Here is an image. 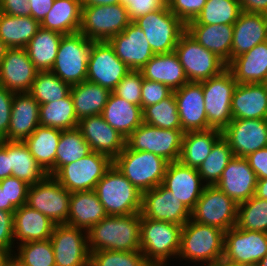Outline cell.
I'll use <instances>...</instances> for the list:
<instances>
[{"label": "cell", "mask_w": 267, "mask_h": 266, "mask_svg": "<svg viewBox=\"0 0 267 266\" xmlns=\"http://www.w3.org/2000/svg\"><path fill=\"white\" fill-rule=\"evenodd\" d=\"M140 226V213L119 216L107 215L87 231L89 251L140 250Z\"/></svg>", "instance_id": "cell-1"}, {"label": "cell", "mask_w": 267, "mask_h": 266, "mask_svg": "<svg viewBox=\"0 0 267 266\" xmlns=\"http://www.w3.org/2000/svg\"><path fill=\"white\" fill-rule=\"evenodd\" d=\"M224 238L225 231L189 219L182 226L177 259L198 266H219L224 253Z\"/></svg>", "instance_id": "cell-2"}, {"label": "cell", "mask_w": 267, "mask_h": 266, "mask_svg": "<svg viewBox=\"0 0 267 266\" xmlns=\"http://www.w3.org/2000/svg\"><path fill=\"white\" fill-rule=\"evenodd\" d=\"M182 225L141 216L140 251L151 266H167L178 257Z\"/></svg>", "instance_id": "cell-3"}, {"label": "cell", "mask_w": 267, "mask_h": 266, "mask_svg": "<svg viewBox=\"0 0 267 266\" xmlns=\"http://www.w3.org/2000/svg\"><path fill=\"white\" fill-rule=\"evenodd\" d=\"M169 162L148 151H136L125 145L113 165L141 193L162 184Z\"/></svg>", "instance_id": "cell-4"}, {"label": "cell", "mask_w": 267, "mask_h": 266, "mask_svg": "<svg viewBox=\"0 0 267 266\" xmlns=\"http://www.w3.org/2000/svg\"><path fill=\"white\" fill-rule=\"evenodd\" d=\"M107 215L140 213L142 193L114 165L94 189Z\"/></svg>", "instance_id": "cell-5"}, {"label": "cell", "mask_w": 267, "mask_h": 266, "mask_svg": "<svg viewBox=\"0 0 267 266\" xmlns=\"http://www.w3.org/2000/svg\"><path fill=\"white\" fill-rule=\"evenodd\" d=\"M94 42L80 32L64 34L50 71L70 85L85 81L89 54Z\"/></svg>", "instance_id": "cell-6"}, {"label": "cell", "mask_w": 267, "mask_h": 266, "mask_svg": "<svg viewBox=\"0 0 267 266\" xmlns=\"http://www.w3.org/2000/svg\"><path fill=\"white\" fill-rule=\"evenodd\" d=\"M140 27L154 54L173 52L186 25L168 8L167 4L133 21Z\"/></svg>", "instance_id": "cell-7"}, {"label": "cell", "mask_w": 267, "mask_h": 266, "mask_svg": "<svg viewBox=\"0 0 267 266\" xmlns=\"http://www.w3.org/2000/svg\"><path fill=\"white\" fill-rule=\"evenodd\" d=\"M237 84L228 68L201 82L208 129L223 131L233 120L231 101Z\"/></svg>", "instance_id": "cell-8"}, {"label": "cell", "mask_w": 267, "mask_h": 266, "mask_svg": "<svg viewBox=\"0 0 267 266\" xmlns=\"http://www.w3.org/2000/svg\"><path fill=\"white\" fill-rule=\"evenodd\" d=\"M127 7L115 5L82 6L79 32L95 42L109 41L131 23Z\"/></svg>", "instance_id": "cell-9"}, {"label": "cell", "mask_w": 267, "mask_h": 266, "mask_svg": "<svg viewBox=\"0 0 267 266\" xmlns=\"http://www.w3.org/2000/svg\"><path fill=\"white\" fill-rule=\"evenodd\" d=\"M112 165L113 160L109 156L92 151L62 166L53 177L70 193L91 191Z\"/></svg>", "instance_id": "cell-10"}, {"label": "cell", "mask_w": 267, "mask_h": 266, "mask_svg": "<svg viewBox=\"0 0 267 266\" xmlns=\"http://www.w3.org/2000/svg\"><path fill=\"white\" fill-rule=\"evenodd\" d=\"M189 82H202L219 75L227 64L215 53L200 45L186 31L174 49Z\"/></svg>", "instance_id": "cell-11"}, {"label": "cell", "mask_w": 267, "mask_h": 266, "mask_svg": "<svg viewBox=\"0 0 267 266\" xmlns=\"http://www.w3.org/2000/svg\"><path fill=\"white\" fill-rule=\"evenodd\" d=\"M183 130L163 129L142 123L127 138L126 145L136 151H148L170 162L179 160Z\"/></svg>", "instance_id": "cell-12"}, {"label": "cell", "mask_w": 267, "mask_h": 266, "mask_svg": "<svg viewBox=\"0 0 267 266\" xmlns=\"http://www.w3.org/2000/svg\"><path fill=\"white\" fill-rule=\"evenodd\" d=\"M238 204L216 185L205 186L191 211V220L228 231L236 226Z\"/></svg>", "instance_id": "cell-13"}, {"label": "cell", "mask_w": 267, "mask_h": 266, "mask_svg": "<svg viewBox=\"0 0 267 266\" xmlns=\"http://www.w3.org/2000/svg\"><path fill=\"white\" fill-rule=\"evenodd\" d=\"M71 193L53 176L29 185L26 205L57 224H67Z\"/></svg>", "instance_id": "cell-14"}, {"label": "cell", "mask_w": 267, "mask_h": 266, "mask_svg": "<svg viewBox=\"0 0 267 266\" xmlns=\"http://www.w3.org/2000/svg\"><path fill=\"white\" fill-rule=\"evenodd\" d=\"M50 240L56 266H90L87 231L68 224H57Z\"/></svg>", "instance_id": "cell-15"}, {"label": "cell", "mask_w": 267, "mask_h": 266, "mask_svg": "<svg viewBox=\"0 0 267 266\" xmlns=\"http://www.w3.org/2000/svg\"><path fill=\"white\" fill-rule=\"evenodd\" d=\"M131 69L116 55L108 41L94 42L89 54L87 79L111 92Z\"/></svg>", "instance_id": "cell-16"}, {"label": "cell", "mask_w": 267, "mask_h": 266, "mask_svg": "<svg viewBox=\"0 0 267 266\" xmlns=\"http://www.w3.org/2000/svg\"><path fill=\"white\" fill-rule=\"evenodd\" d=\"M267 253V233L236 226L225 232L222 262L258 263Z\"/></svg>", "instance_id": "cell-17"}, {"label": "cell", "mask_w": 267, "mask_h": 266, "mask_svg": "<svg viewBox=\"0 0 267 266\" xmlns=\"http://www.w3.org/2000/svg\"><path fill=\"white\" fill-rule=\"evenodd\" d=\"M233 155L246 157L267 147V119H233L222 131Z\"/></svg>", "instance_id": "cell-18"}, {"label": "cell", "mask_w": 267, "mask_h": 266, "mask_svg": "<svg viewBox=\"0 0 267 266\" xmlns=\"http://www.w3.org/2000/svg\"><path fill=\"white\" fill-rule=\"evenodd\" d=\"M140 215L182 226L191 219V211L162 184L142 193Z\"/></svg>", "instance_id": "cell-19"}, {"label": "cell", "mask_w": 267, "mask_h": 266, "mask_svg": "<svg viewBox=\"0 0 267 266\" xmlns=\"http://www.w3.org/2000/svg\"><path fill=\"white\" fill-rule=\"evenodd\" d=\"M37 72L25 48H8L0 62V85L14 93L29 92Z\"/></svg>", "instance_id": "cell-20"}, {"label": "cell", "mask_w": 267, "mask_h": 266, "mask_svg": "<svg viewBox=\"0 0 267 266\" xmlns=\"http://www.w3.org/2000/svg\"><path fill=\"white\" fill-rule=\"evenodd\" d=\"M162 185L190 211L195 207L206 186L197 168L185 166L179 161L168 164Z\"/></svg>", "instance_id": "cell-21"}, {"label": "cell", "mask_w": 267, "mask_h": 266, "mask_svg": "<svg viewBox=\"0 0 267 266\" xmlns=\"http://www.w3.org/2000/svg\"><path fill=\"white\" fill-rule=\"evenodd\" d=\"M117 57L131 70L141 68L155 55L143 30L133 21L109 41Z\"/></svg>", "instance_id": "cell-22"}, {"label": "cell", "mask_w": 267, "mask_h": 266, "mask_svg": "<svg viewBox=\"0 0 267 266\" xmlns=\"http://www.w3.org/2000/svg\"><path fill=\"white\" fill-rule=\"evenodd\" d=\"M78 129L92 151L109 156L112 160L124 150L126 145V139L112 128L102 115L81 119Z\"/></svg>", "instance_id": "cell-23"}, {"label": "cell", "mask_w": 267, "mask_h": 266, "mask_svg": "<svg viewBox=\"0 0 267 266\" xmlns=\"http://www.w3.org/2000/svg\"><path fill=\"white\" fill-rule=\"evenodd\" d=\"M173 93L183 132L208 130L201 82H187Z\"/></svg>", "instance_id": "cell-24"}, {"label": "cell", "mask_w": 267, "mask_h": 266, "mask_svg": "<svg viewBox=\"0 0 267 266\" xmlns=\"http://www.w3.org/2000/svg\"><path fill=\"white\" fill-rule=\"evenodd\" d=\"M257 181V176L245 157L234 156L216 186L240 204L255 195Z\"/></svg>", "instance_id": "cell-25"}, {"label": "cell", "mask_w": 267, "mask_h": 266, "mask_svg": "<svg viewBox=\"0 0 267 266\" xmlns=\"http://www.w3.org/2000/svg\"><path fill=\"white\" fill-rule=\"evenodd\" d=\"M40 105L29 92L14 93L6 141H25L40 125Z\"/></svg>", "instance_id": "cell-26"}, {"label": "cell", "mask_w": 267, "mask_h": 266, "mask_svg": "<svg viewBox=\"0 0 267 266\" xmlns=\"http://www.w3.org/2000/svg\"><path fill=\"white\" fill-rule=\"evenodd\" d=\"M267 41V15L263 13L241 12L233 24L231 61L257 44Z\"/></svg>", "instance_id": "cell-27"}, {"label": "cell", "mask_w": 267, "mask_h": 266, "mask_svg": "<svg viewBox=\"0 0 267 266\" xmlns=\"http://www.w3.org/2000/svg\"><path fill=\"white\" fill-rule=\"evenodd\" d=\"M15 244L50 239L55 223L41 212L24 204L13 213Z\"/></svg>", "instance_id": "cell-28"}, {"label": "cell", "mask_w": 267, "mask_h": 266, "mask_svg": "<svg viewBox=\"0 0 267 266\" xmlns=\"http://www.w3.org/2000/svg\"><path fill=\"white\" fill-rule=\"evenodd\" d=\"M231 112L233 119H267V91L264 84H237Z\"/></svg>", "instance_id": "cell-29"}, {"label": "cell", "mask_w": 267, "mask_h": 266, "mask_svg": "<svg viewBox=\"0 0 267 266\" xmlns=\"http://www.w3.org/2000/svg\"><path fill=\"white\" fill-rule=\"evenodd\" d=\"M143 78L163 83L172 91L180 89L188 81L176 53L155 54L140 70Z\"/></svg>", "instance_id": "cell-30"}, {"label": "cell", "mask_w": 267, "mask_h": 266, "mask_svg": "<svg viewBox=\"0 0 267 266\" xmlns=\"http://www.w3.org/2000/svg\"><path fill=\"white\" fill-rule=\"evenodd\" d=\"M227 68L238 84L263 83L267 77V41L235 57Z\"/></svg>", "instance_id": "cell-31"}, {"label": "cell", "mask_w": 267, "mask_h": 266, "mask_svg": "<svg viewBox=\"0 0 267 266\" xmlns=\"http://www.w3.org/2000/svg\"><path fill=\"white\" fill-rule=\"evenodd\" d=\"M186 32L227 65L231 62L233 25H186Z\"/></svg>", "instance_id": "cell-32"}, {"label": "cell", "mask_w": 267, "mask_h": 266, "mask_svg": "<svg viewBox=\"0 0 267 266\" xmlns=\"http://www.w3.org/2000/svg\"><path fill=\"white\" fill-rule=\"evenodd\" d=\"M101 115L125 139L143 123L141 106L129 103L113 92L110 93Z\"/></svg>", "instance_id": "cell-33"}, {"label": "cell", "mask_w": 267, "mask_h": 266, "mask_svg": "<svg viewBox=\"0 0 267 266\" xmlns=\"http://www.w3.org/2000/svg\"><path fill=\"white\" fill-rule=\"evenodd\" d=\"M106 216L94 190L71 193L68 225L88 231Z\"/></svg>", "instance_id": "cell-34"}, {"label": "cell", "mask_w": 267, "mask_h": 266, "mask_svg": "<svg viewBox=\"0 0 267 266\" xmlns=\"http://www.w3.org/2000/svg\"><path fill=\"white\" fill-rule=\"evenodd\" d=\"M61 130L39 125L24 141L30 153L50 176L55 174V159Z\"/></svg>", "instance_id": "cell-35"}, {"label": "cell", "mask_w": 267, "mask_h": 266, "mask_svg": "<svg viewBox=\"0 0 267 266\" xmlns=\"http://www.w3.org/2000/svg\"><path fill=\"white\" fill-rule=\"evenodd\" d=\"M221 137L222 131L217 129L185 132L178 161L185 166L198 168Z\"/></svg>", "instance_id": "cell-36"}, {"label": "cell", "mask_w": 267, "mask_h": 266, "mask_svg": "<svg viewBox=\"0 0 267 266\" xmlns=\"http://www.w3.org/2000/svg\"><path fill=\"white\" fill-rule=\"evenodd\" d=\"M110 93L109 89L88 80L71 85L70 94L78 121L101 115Z\"/></svg>", "instance_id": "cell-37"}, {"label": "cell", "mask_w": 267, "mask_h": 266, "mask_svg": "<svg viewBox=\"0 0 267 266\" xmlns=\"http://www.w3.org/2000/svg\"><path fill=\"white\" fill-rule=\"evenodd\" d=\"M82 16L81 0H54L40 27L59 33L72 34L79 32Z\"/></svg>", "instance_id": "cell-38"}, {"label": "cell", "mask_w": 267, "mask_h": 266, "mask_svg": "<svg viewBox=\"0 0 267 266\" xmlns=\"http://www.w3.org/2000/svg\"><path fill=\"white\" fill-rule=\"evenodd\" d=\"M63 34L39 28L29 41L26 51L38 71H50L55 63Z\"/></svg>", "instance_id": "cell-39"}, {"label": "cell", "mask_w": 267, "mask_h": 266, "mask_svg": "<svg viewBox=\"0 0 267 266\" xmlns=\"http://www.w3.org/2000/svg\"><path fill=\"white\" fill-rule=\"evenodd\" d=\"M40 23L31 16H12L0 12V40L8 48H26Z\"/></svg>", "instance_id": "cell-40"}, {"label": "cell", "mask_w": 267, "mask_h": 266, "mask_svg": "<svg viewBox=\"0 0 267 266\" xmlns=\"http://www.w3.org/2000/svg\"><path fill=\"white\" fill-rule=\"evenodd\" d=\"M8 156H10V176L33 185L48 175L32 156L24 141H8Z\"/></svg>", "instance_id": "cell-41"}, {"label": "cell", "mask_w": 267, "mask_h": 266, "mask_svg": "<svg viewBox=\"0 0 267 266\" xmlns=\"http://www.w3.org/2000/svg\"><path fill=\"white\" fill-rule=\"evenodd\" d=\"M39 123L55 129L70 130L78 128V119L71 94L65 98L40 105Z\"/></svg>", "instance_id": "cell-42"}, {"label": "cell", "mask_w": 267, "mask_h": 266, "mask_svg": "<svg viewBox=\"0 0 267 266\" xmlns=\"http://www.w3.org/2000/svg\"><path fill=\"white\" fill-rule=\"evenodd\" d=\"M241 12L239 0H206L197 17L186 25H233Z\"/></svg>", "instance_id": "cell-43"}, {"label": "cell", "mask_w": 267, "mask_h": 266, "mask_svg": "<svg viewBox=\"0 0 267 266\" xmlns=\"http://www.w3.org/2000/svg\"><path fill=\"white\" fill-rule=\"evenodd\" d=\"M92 150L78 128L63 130L56 150L55 173L64 165L85 157Z\"/></svg>", "instance_id": "cell-44"}, {"label": "cell", "mask_w": 267, "mask_h": 266, "mask_svg": "<svg viewBox=\"0 0 267 266\" xmlns=\"http://www.w3.org/2000/svg\"><path fill=\"white\" fill-rule=\"evenodd\" d=\"M234 157L228 142L221 137L214 145L206 160L197 168L203 183L213 186L218 183L222 172Z\"/></svg>", "instance_id": "cell-45"}, {"label": "cell", "mask_w": 267, "mask_h": 266, "mask_svg": "<svg viewBox=\"0 0 267 266\" xmlns=\"http://www.w3.org/2000/svg\"><path fill=\"white\" fill-rule=\"evenodd\" d=\"M70 89V84L51 71H38L29 93L42 105L65 98Z\"/></svg>", "instance_id": "cell-46"}, {"label": "cell", "mask_w": 267, "mask_h": 266, "mask_svg": "<svg viewBox=\"0 0 267 266\" xmlns=\"http://www.w3.org/2000/svg\"><path fill=\"white\" fill-rule=\"evenodd\" d=\"M142 112L143 122L146 124L163 129L182 130L174 93L157 104L145 107Z\"/></svg>", "instance_id": "cell-47"}, {"label": "cell", "mask_w": 267, "mask_h": 266, "mask_svg": "<svg viewBox=\"0 0 267 266\" xmlns=\"http://www.w3.org/2000/svg\"><path fill=\"white\" fill-rule=\"evenodd\" d=\"M236 227L267 233V200L254 195L238 204Z\"/></svg>", "instance_id": "cell-48"}, {"label": "cell", "mask_w": 267, "mask_h": 266, "mask_svg": "<svg viewBox=\"0 0 267 266\" xmlns=\"http://www.w3.org/2000/svg\"><path fill=\"white\" fill-rule=\"evenodd\" d=\"M15 262L19 266H56L51 240L31 241L16 245Z\"/></svg>", "instance_id": "cell-49"}, {"label": "cell", "mask_w": 267, "mask_h": 266, "mask_svg": "<svg viewBox=\"0 0 267 266\" xmlns=\"http://www.w3.org/2000/svg\"><path fill=\"white\" fill-rule=\"evenodd\" d=\"M90 266H151L140 250L90 252Z\"/></svg>", "instance_id": "cell-50"}, {"label": "cell", "mask_w": 267, "mask_h": 266, "mask_svg": "<svg viewBox=\"0 0 267 266\" xmlns=\"http://www.w3.org/2000/svg\"><path fill=\"white\" fill-rule=\"evenodd\" d=\"M143 75L140 70L129 71L112 91L129 103L141 106Z\"/></svg>", "instance_id": "cell-51"}, {"label": "cell", "mask_w": 267, "mask_h": 266, "mask_svg": "<svg viewBox=\"0 0 267 266\" xmlns=\"http://www.w3.org/2000/svg\"><path fill=\"white\" fill-rule=\"evenodd\" d=\"M0 187L5 190L6 211L14 213L17 208L26 204L29 184L25 181L9 176L0 180Z\"/></svg>", "instance_id": "cell-52"}, {"label": "cell", "mask_w": 267, "mask_h": 266, "mask_svg": "<svg viewBox=\"0 0 267 266\" xmlns=\"http://www.w3.org/2000/svg\"><path fill=\"white\" fill-rule=\"evenodd\" d=\"M166 4L185 25L194 20L206 4V0H166Z\"/></svg>", "instance_id": "cell-53"}, {"label": "cell", "mask_w": 267, "mask_h": 266, "mask_svg": "<svg viewBox=\"0 0 267 266\" xmlns=\"http://www.w3.org/2000/svg\"><path fill=\"white\" fill-rule=\"evenodd\" d=\"M172 93L173 91L163 83L143 79L141 94L142 110L147 106L159 103Z\"/></svg>", "instance_id": "cell-54"}, {"label": "cell", "mask_w": 267, "mask_h": 266, "mask_svg": "<svg viewBox=\"0 0 267 266\" xmlns=\"http://www.w3.org/2000/svg\"><path fill=\"white\" fill-rule=\"evenodd\" d=\"M13 222L12 212L0 210V252H15Z\"/></svg>", "instance_id": "cell-55"}, {"label": "cell", "mask_w": 267, "mask_h": 266, "mask_svg": "<svg viewBox=\"0 0 267 266\" xmlns=\"http://www.w3.org/2000/svg\"><path fill=\"white\" fill-rule=\"evenodd\" d=\"M120 3L127 7L131 21H134L138 17L164 6L166 0H120Z\"/></svg>", "instance_id": "cell-56"}, {"label": "cell", "mask_w": 267, "mask_h": 266, "mask_svg": "<svg viewBox=\"0 0 267 266\" xmlns=\"http://www.w3.org/2000/svg\"><path fill=\"white\" fill-rule=\"evenodd\" d=\"M13 96L14 92L0 85V140H3L8 133Z\"/></svg>", "instance_id": "cell-57"}, {"label": "cell", "mask_w": 267, "mask_h": 266, "mask_svg": "<svg viewBox=\"0 0 267 266\" xmlns=\"http://www.w3.org/2000/svg\"><path fill=\"white\" fill-rule=\"evenodd\" d=\"M257 179L267 178V147L250 153L245 157Z\"/></svg>", "instance_id": "cell-58"}, {"label": "cell", "mask_w": 267, "mask_h": 266, "mask_svg": "<svg viewBox=\"0 0 267 266\" xmlns=\"http://www.w3.org/2000/svg\"><path fill=\"white\" fill-rule=\"evenodd\" d=\"M0 12L12 16H31L29 0H0Z\"/></svg>", "instance_id": "cell-59"}, {"label": "cell", "mask_w": 267, "mask_h": 266, "mask_svg": "<svg viewBox=\"0 0 267 266\" xmlns=\"http://www.w3.org/2000/svg\"><path fill=\"white\" fill-rule=\"evenodd\" d=\"M54 0H29L31 17L39 23L51 10Z\"/></svg>", "instance_id": "cell-60"}, {"label": "cell", "mask_w": 267, "mask_h": 266, "mask_svg": "<svg viewBox=\"0 0 267 266\" xmlns=\"http://www.w3.org/2000/svg\"><path fill=\"white\" fill-rule=\"evenodd\" d=\"M10 176V156L8 141L0 140V180Z\"/></svg>", "instance_id": "cell-61"}, {"label": "cell", "mask_w": 267, "mask_h": 266, "mask_svg": "<svg viewBox=\"0 0 267 266\" xmlns=\"http://www.w3.org/2000/svg\"><path fill=\"white\" fill-rule=\"evenodd\" d=\"M239 2L243 12L267 15V0H239Z\"/></svg>", "instance_id": "cell-62"}, {"label": "cell", "mask_w": 267, "mask_h": 266, "mask_svg": "<svg viewBox=\"0 0 267 266\" xmlns=\"http://www.w3.org/2000/svg\"><path fill=\"white\" fill-rule=\"evenodd\" d=\"M255 196L267 200V178L258 179Z\"/></svg>", "instance_id": "cell-63"}, {"label": "cell", "mask_w": 267, "mask_h": 266, "mask_svg": "<svg viewBox=\"0 0 267 266\" xmlns=\"http://www.w3.org/2000/svg\"><path fill=\"white\" fill-rule=\"evenodd\" d=\"M82 6H108L119 4L120 0H81Z\"/></svg>", "instance_id": "cell-64"}, {"label": "cell", "mask_w": 267, "mask_h": 266, "mask_svg": "<svg viewBox=\"0 0 267 266\" xmlns=\"http://www.w3.org/2000/svg\"><path fill=\"white\" fill-rule=\"evenodd\" d=\"M14 261V253L0 252V266H12Z\"/></svg>", "instance_id": "cell-65"}, {"label": "cell", "mask_w": 267, "mask_h": 266, "mask_svg": "<svg viewBox=\"0 0 267 266\" xmlns=\"http://www.w3.org/2000/svg\"><path fill=\"white\" fill-rule=\"evenodd\" d=\"M219 266H257V263L221 262Z\"/></svg>", "instance_id": "cell-66"}, {"label": "cell", "mask_w": 267, "mask_h": 266, "mask_svg": "<svg viewBox=\"0 0 267 266\" xmlns=\"http://www.w3.org/2000/svg\"><path fill=\"white\" fill-rule=\"evenodd\" d=\"M0 210L6 211V195L5 190L0 187Z\"/></svg>", "instance_id": "cell-67"}, {"label": "cell", "mask_w": 267, "mask_h": 266, "mask_svg": "<svg viewBox=\"0 0 267 266\" xmlns=\"http://www.w3.org/2000/svg\"><path fill=\"white\" fill-rule=\"evenodd\" d=\"M8 47L0 40V62L4 58Z\"/></svg>", "instance_id": "cell-68"}, {"label": "cell", "mask_w": 267, "mask_h": 266, "mask_svg": "<svg viewBox=\"0 0 267 266\" xmlns=\"http://www.w3.org/2000/svg\"><path fill=\"white\" fill-rule=\"evenodd\" d=\"M257 266H267V253L263 256V258L257 263Z\"/></svg>", "instance_id": "cell-69"}, {"label": "cell", "mask_w": 267, "mask_h": 266, "mask_svg": "<svg viewBox=\"0 0 267 266\" xmlns=\"http://www.w3.org/2000/svg\"><path fill=\"white\" fill-rule=\"evenodd\" d=\"M263 84H264L266 91H267V77H266L265 81L263 82Z\"/></svg>", "instance_id": "cell-70"}, {"label": "cell", "mask_w": 267, "mask_h": 266, "mask_svg": "<svg viewBox=\"0 0 267 266\" xmlns=\"http://www.w3.org/2000/svg\"><path fill=\"white\" fill-rule=\"evenodd\" d=\"M12 266H19V265L14 261Z\"/></svg>", "instance_id": "cell-71"}]
</instances>
